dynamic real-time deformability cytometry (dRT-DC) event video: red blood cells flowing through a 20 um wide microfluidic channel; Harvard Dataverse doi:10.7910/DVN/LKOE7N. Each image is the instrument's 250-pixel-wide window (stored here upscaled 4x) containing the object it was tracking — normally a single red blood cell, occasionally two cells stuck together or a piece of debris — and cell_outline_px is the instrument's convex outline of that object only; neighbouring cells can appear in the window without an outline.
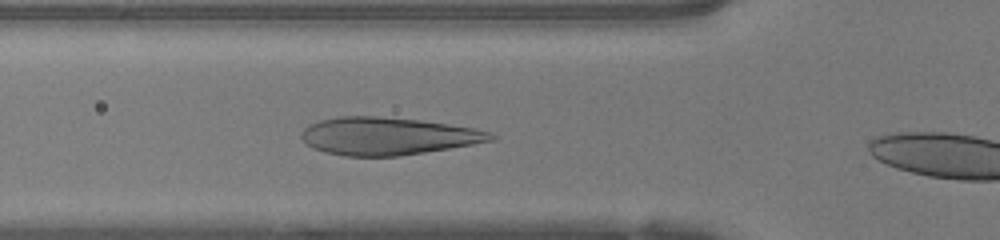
{"species": "human", "species_latin": "Homo sapiens", "temperature_condition": "warm", "stored_images_in_passage": 16, "camera_frame_rate_fps": 3000, "um_per_image_px": 0.085, "donor": {"sex": "female"}, "frame": {"image": 1, "passage_image": 3, "time_ms": 0.667, "image_size_px": [1000, 240], "cell_outline_px": [[500, 136], [496, 140], [400, 156], [344, 156], [324, 152], [312, 148], [300, 136], [300, 132], [308, 124], [320, 120], [340, 116], [376, 116], [420, 120], [448, 124], [472, 128], [492, 132]], "centroid_in_image_um": [32.95, 11.57], "position_along_channel_um": 92.9, "area_um2": 41.56}}
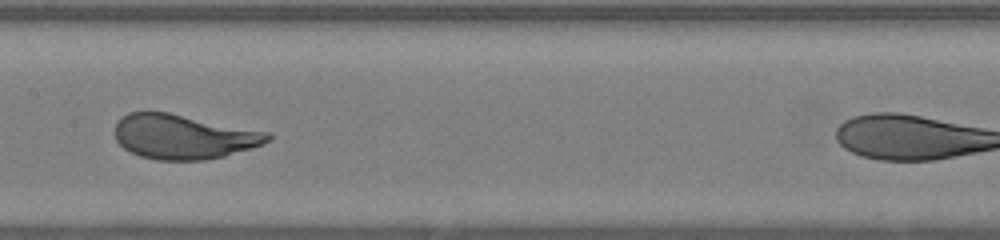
{"frame": {"image": 2, "passage_image": 10, "time_ms": 3.0, "image_size_px": [1000, 240], "cell_outline_px": [[272, 136], [268, 140], [260, 144], [224, 156], [204, 160], [156, 160], [140, 156], [124, 148], [116, 140], [116, 120], [128, 112], [168, 112], [272, 132]], "centroid_in_image_um": [15.58, 11.61], "position_along_channel_um": 191.8, "area_um2": 39.59}}
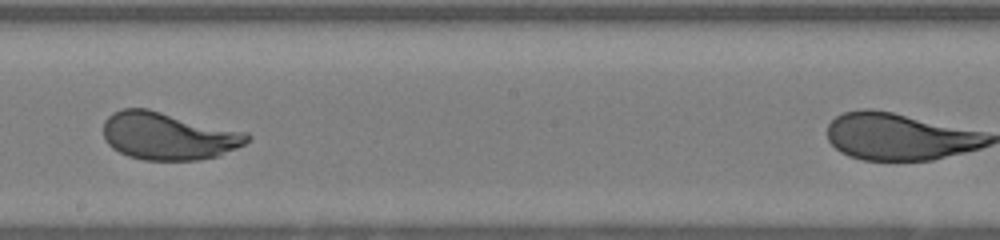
{"frame": {"image": 3, "passage_image": 13, "time_ms": 4.0, "image_size_px": [1000, 240], "cell_outline_px": [[252, 136], [244, 144], [220, 156], [200, 160], [144, 160], [128, 156], [112, 148], [104, 140], [104, 120], [112, 112], [120, 108], [148, 108], [248, 132]], "centroid_in_image_um": [14.31, 11.55], "position_along_channel_um": 233.9, "area_um2": 40.34}}